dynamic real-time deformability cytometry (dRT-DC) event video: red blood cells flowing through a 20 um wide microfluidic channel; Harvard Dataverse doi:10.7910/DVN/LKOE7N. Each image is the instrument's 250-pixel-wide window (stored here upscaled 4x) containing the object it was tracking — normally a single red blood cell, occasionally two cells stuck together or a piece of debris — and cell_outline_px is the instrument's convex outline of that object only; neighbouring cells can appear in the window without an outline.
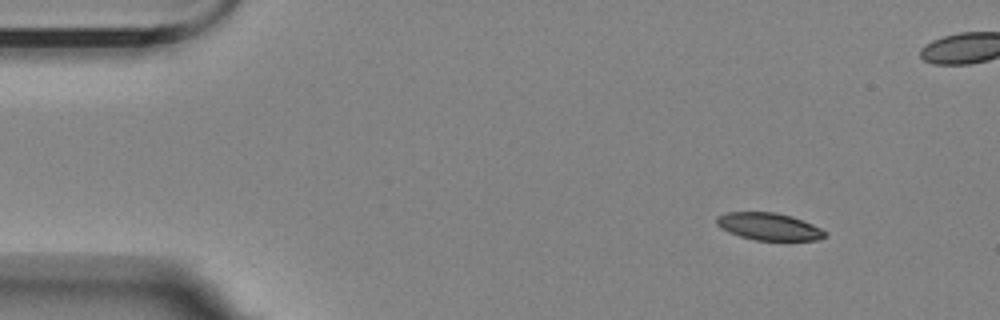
{"species": "Egyptian fruit bat (a non-hibernating species)", "species_latin": "Rousettus aegyptiacus", "temperature_condition": "room temperature", "stored_images_in_passage": 4, "camera_frame_rate_fps": 3000, "um_per_image_px": 0.085, "animal": {"sex": "female"}, "frame": {"image": 1, "passage_image": 1, "time_ms": 0.0, "image_size_px": [1000, 320], "cell_outline_px": [[824, 236], [816, 240], [756, 240], [740, 236], [728, 232], [720, 228], [716, 224], [716, 216], [728, 212], [776, 212], [792, 216], [812, 224], [820, 228], [824, 232]], "centroid_in_image_um": [65.29, 19.24], "position_along_channel_um": 19.7, "area_um2": 17.11}}